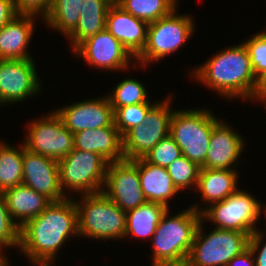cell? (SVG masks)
I'll use <instances>...</instances> for the list:
<instances>
[{
    "mask_svg": "<svg viewBox=\"0 0 266 266\" xmlns=\"http://www.w3.org/2000/svg\"><path fill=\"white\" fill-rule=\"evenodd\" d=\"M71 237H79L78 213L73 197H67L52 202L20 228L18 253H23L31 265L52 266L58 251Z\"/></svg>",
    "mask_w": 266,
    "mask_h": 266,
    "instance_id": "1",
    "label": "cell"
},
{
    "mask_svg": "<svg viewBox=\"0 0 266 266\" xmlns=\"http://www.w3.org/2000/svg\"><path fill=\"white\" fill-rule=\"evenodd\" d=\"M191 77L216 92L224 99L249 101L256 85V76L251 66L250 55L245 44L219 50L215 55L192 67Z\"/></svg>",
    "mask_w": 266,
    "mask_h": 266,
    "instance_id": "2",
    "label": "cell"
},
{
    "mask_svg": "<svg viewBox=\"0 0 266 266\" xmlns=\"http://www.w3.org/2000/svg\"><path fill=\"white\" fill-rule=\"evenodd\" d=\"M162 216L153 237L152 265L187 259L201 221V213L191 206L171 215Z\"/></svg>",
    "mask_w": 266,
    "mask_h": 266,
    "instance_id": "3",
    "label": "cell"
},
{
    "mask_svg": "<svg viewBox=\"0 0 266 266\" xmlns=\"http://www.w3.org/2000/svg\"><path fill=\"white\" fill-rule=\"evenodd\" d=\"M74 197L79 237L122 240L126 233V212L103 192Z\"/></svg>",
    "mask_w": 266,
    "mask_h": 266,
    "instance_id": "4",
    "label": "cell"
},
{
    "mask_svg": "<svg viewBox=\"0 0 266 266\" xmlns=\"http://www.w3.org/2000/svg\"><path fill=\"white\" fill-rule=\"evenodd\" d=\"M177 9L155 22L148 23L147 42L136 57V64H139L136 67L145 68L152 62H161L193 38L196 30L195 19L191 15L177 13Z\"/></svg>",
    "mask_w": 266,
    "mask_h": 266,
    "instance_id": "5",
    "label": "cell"
},
{
    "mask_svg": "<svg viewBox=\"0 0 266 266\" xmlns=\"http://www.w3.org/2000/svg\"><path fill=\"white\" fill-rule=\"evenodd\" d=\"M175 109L170 120L169 135L190 161L204 165L213 126L220 120L211 109Z\"/></svg>",
    "mask_w": 266,
    "mask_h": 266,
    "instance_id": "6",
    "label": "cell"
},
{
    "mask_svg": "<svg viewBox=\"0 0 266 266\" xmlns=\"http://www.w3.org/2000/svg\"><path fill=\"white\" fill-rule=\"evenodd\" d=\"M245 191L239 187L224 200L206 207L201 212V220L210 221L216 229L239 231L250 237L259 229L256 223L262 213L266 217V204L257 200L251 192Z\"/></svg>",
    "mask_w": 266,
    "mask_h": 266,
    "instance_id": "7",
    "label": "cell"
},
{
    "mask_svg": "<svg viewBox=\"0 0 266 266\" xmlns=\"http://www.w3.org/2000/svg\"><path fill=\"white\" fill-rule=\"evenodd\" d=\"M60 185L65 196L100 193L103 190L108 162L95 152L73 149L58 161ZM73 193L70 194L66 193Z\"/></svg>",
    "mask_w": 266,
    "mask_h": 266,
    "instance_id": "8",
    "label": "cell"
},
{
    "mask_svg": "<svg viewBox=\"0 0 266 266\" xmlns=\"http://www.w3.org/2000/svg\"><path fill=\"white\" fill-rule=\"evenodd\" d=\"M204 225L201 220L187 257L191 266H227L248 248L249 236L246 233L216 228L207 233Z\"/></svg>",
    "mask_w": 266,
    "mask_h": 266,
    "instance_id": "9",
    "label": "cell"
},
{
    "mask_svg": "<svg viewBox=\"0 0 266 266\" xmlns=\"http://www.w3.org/2000/svg\"><path fill=\"white\" fill-rule=\"evenodd\" d=\"M161 99L150 108L142 124L133 127L123 136L125 160L141 159L148 154L163 138L169 135L170 120L174 110L172 94ZM172 99V101H171Z\"/></svg>",
    "mask_w": 266,
    "mask_h": 266,
    "instance_id": "10",
    "label": "cell"
},
{
    "mask_svg": "<svg viewBox=\"0 0 266 266\" xmlns=\"http://www.w3.org/2000/svg\"><path fill=\"white\" fill-rule=\"evenodd\" d=\"M26 128L23 143L32 153L59 161L74 149V134L65 127L55 109L32 119Z\"/></svg>",
    "mask_w": 266,
    "mask_h": 266,
    "instance_id": "11",
    "label": "cell"
},
{
    "mask_svg": "<svg viewBox=\"0 0 266 266\" xmlns=\"http://www.w3.org/2000/svg\"><path fill=\"white\" fill-rule=\"evenodd\" d=\"M34 59L0 60V106L13 105L42 92Z\"/></svg>",
    "mask_w": 266,
    "mask_h": 266,
    "instance_id": "12",
    "label": "cell"
},
{
    "mask_svg": "<svg viewBox=\"0 0 266 266\" xmlns=\"http://www.w3.org/2000/svg\"><path fill=\"white\" fill-rule=\"evenodd\" d=\"M73 55L86 60L85 63L90 67L103 71L123 72L132 63V66H136V58L107 29L83 41L73 51Z\"/></svg>",
    "mask_w": 266,
    "mask_h": 266,
    "instance_id": "13",
    "label": "cell"
},
{
    "mask_svg": "<svg viewBox=\"0 0 266 266\" xmlns=\"http://www.w3.org/2000/svg\"><path fill=\"white\" fill-rule=\"evenodd\" d=\"M102 192L125 212L146 203L140 185L138 159L109 162Z\"/></svg>",
    "mask_w": 266,
    "mask_h": 266,
    "instance_id": "14",
    "label": "cell"
},
{
    "mask_svg": "<svg viewBox=\"0 0 266 266\" xmlns=\"http://www.w3.org/2000/svg\"><path fill=\"white\" fill-rule=\"evenodd\" d=\"M55 111L65 127L73 134L83 130L108 127L114 122L113 109L107 95L72 102Z\"/></svg>",
    "mask_w": 266,
    "mask_h": 266,
    "instance_id": "15",
    "label": "cell"
},
{
    "mask_svg": "<svg viewBox=\"0 0 266 266\" xmlns=\"http://www.w3.org/2000/svg\"><path fill=\"white\" fill-rule=\"evenodd\" d=\"M22 184L43 194L52 202L67 198L60 185L58 161L28 151L24 143Z\"/></svg>",
    "mask_w": 266,
    "mask_h": 266,
    "instance_id": "16",
    "label": "cell"
},
{
    "mask_svg": "<svg viewBox=\"0 0 266 266\" xmlns=\"http://www.w3.org/2000/svg\"><path fill=\"white\" fill-rule=\"evenodd\" d=\"M233 127L221 119L213 126L209 148L201 168L238 170L245 140Z\"/></svg>",
    "mask_w": 266,
    "mask_h": 266,
    "instance_id": "17",
    "label": "cell"
},
{
    "mask_svg": "<svg viewBox=\"0 0 266 266\" xmlns=\"http://www.w3.org/2000/svg\"><path fill=\"white\" fill-rule=\"evenodd\" d=\"M148 23L113 3L107 13L106 29L136 58L145 48Z\"/></svg>",
    "mask_w": 266,
    "mask_h": 266,
    "instance_id": "18",
    "label": "cell"
},
{
    "mask_svg": "<svg viewBox=\"0 0 266 266\" xmlns=\"http://www.w3.org/2000/svg\"><path fill=\"white\" fill-rule=\"evenodd\" d=\"M35 19L33 16L16 15L0 28V60L33 59L28 47L34 35Z\"/></svg>",
    "mask_w": 266,
    "mask_h": 266,
    "instance_id": "19",
    "label": "cell"
},
{
    "mask_svg": "<svg viewBox=\"0 0 266 266\" xmlns=\"http://www.w3.org/2000/svg\"><path fill=\"white\" fill-rule=\"evenodd\" d=\"M239 171L201 168L195 193H200L202 206L197 203L191 207L201 213L205 207L220 202L239 188Z\"/></svg>",
    "mask_w": 266,
    "mask_h": 266,
    "instance_id": "20",
    "label": "cell"
},
{
    "mask_svg": "<svg viewBox=\"0 0 266 266\" xmlns=\"http://www.w3.org/2000/svg\"><path fill=\"white\" fill-rule=\"evenodd\" d=\"M74 149L100 154L108 163L124 160L123 137L114 122L108 127L75 133Z\"/></svg>",
    "mask_w": 266,
    "mask_h": 266,
    "instance_id": "21",
    "label": "cell"
},
{
    "mask_svg": "<svg viewBox=\"0 0 266 266\" xmlns=\"http://www.w3.org/2000/svg\"><path fill=\"white\" fill-rule=\"evenodd\" d=\"M3 195L9 215L19 228L39 216L52 203L48 197L24 184L5 190Z\"/></svg>",
    "mask_w": 266,
    "mask_h": 266,
    "instance_id": "22",
    "label": "cell"
},
{
    "mask_svg": "<svg viewBox=\"0 0 266 266\" xmlns=\"http://www.w3.org/2000/svg\"><path fill=\"white\" fill-rule=\"evenodd\" d=\"M138 173L140 185L147 201L160 203L171 209L169 202L177 194L179 196V191L174 186L167 168L152 165L141 158L138 159Z\"/></svg>",
    "mask_w": 266,
    "mask_h": 266,
    "instance_id": "23",
    "label": "cell"
},
{
    "mask_svg": "<svg viewBox=\"0 0 266 266\" xmlns=\"http://www.w3.org/2000/svg\"><path fill=\"white\" fill-rule=\"evenodd\" d=\"M168 208L160 203L146 202L126 212V233L124 238L151 240L162 216ZM147 239V240H146Z\"/></svg>",
    "mask_w": 266,
    "mask_h": 266,
    "instance_id": "24",
    "label": "cell"
},
{
    "mask_svg": "<svg viewBox=\"0 0 266 266\" xmlns=\"http://www.w3.org/2000/svg\"><path fill=\"white\" fill-rule=\"evenodd\" d=\"M0 141V192L22 184L23 178V142L11 146Z\"/></svg>",
    "mask_w": 266,
    "mask_h": 266,
    "instance_id": "25",
    "label": "cell"
},
{
    "mask_svg": "<svg viewBox=\"0 0 266 266\" xmlns=\"http://www.w3.org/2000/svg\"><path fill=\"white\" fill-rule=\"evenodd\" d=\"M82 0H52L49 13L43 22L47 28L67 37L77 26Z\"/></svg>",
    "mask_w": 266,
    "mask_h": 266,
    "instance_id": "26",
    "label": "cell"
},
{
    "mask_svg": "<svg viewBox=\"0 0 266 266\" xmlns=\"http://www.w3.org/2000/svg\"><path fill=\"white\" fill-rule=\"evenodd\" d=\"M116 4L147 23L169 15L176 8L170 0H118Z\"/></svg>",
    "mask_w": 266,
    "mask_h": 266,
    "instance_id": "27",
    "label": "cell"
},
{
    "mask_svg": "<svg viewBox=\"0 0 266 266\" xmlns=\"http://www.w3.org/2000/svg\"><path fill=\"white\" fill-rule=\"evenodd\" d=\"M123 79L116 84L112 92L107 94L113 111L137 103L152 102L149 101L146 86L139 79L131 77Z\"/></svg>",
    "mask_w": 266,
    "mask_h": 266,
    "instance_id": "28",
    "label": "cell"
},
{
    "mask_svg": "<svg viewBox=\"0 0 266 266\" xmlns=\"http://www.w3.org/2000/svg\"><path fill=\"white\" fill-rule=\"evenodd\" d=\"M108 12H90L79 15L76 28L66 37L72 52L86 39L106 29Z\"/></svg>",
    "mask_w": 266,
    "mask_h": 266,
    "instance_id": "29",
    "label": "cell"
},
{
    "mask_svg": "<svg viewBox=\"0 0 266 266\" xmlns=\"http://www.w3.org/2000/svg\"><path fill=\"white\" fill-rule=\"evenodd\" d=\"M201 167L190 161L184 155L178 157L167 167L174 186L181 193L185 190L196 189ZM191 189V190H190Z\"/></svg>",
    "mask_w": 266,
    "mask_h": 266,
    "instance_id": "30",
    "label": "cell"
},
{
    "mask_svg": "<svg viewBox=\"0 0 266 266\" xmlns=\"http://www.w3.org/2000/svg\"><path fill=\"white\" fill-rule=\"evenodd\" d=\"M157 101L137 103L125 107L116 108L113 111L114 125L123 137L130 129L142 124L150 108Z\"/></svg>",
    "mask_w": 266,
    "mask_h": 266,
    "instance_id": "31",
    "label": "cell"
},
{
    "mask_svg": "<svg viewBox=\"0 0 266 266\" xmlns=\"http://www.w3.org/2000/svg\"><path fill=\"white\" fill-rule=\"evenodd\" d=\"M19 241L20 228L9 215L3 192H0V251L19 249Z\"/></svg>",
    "mask_w": 266,
    "mask_h": 266,
    "instance_id": "32",
    "label": "cell"
},
{
    "mask_svg": "<svg viewBox=\"0 0 266 266\" xmlns=\"http://www.w3.org/2000/svg\"><path fill=\"white\" fill-rule=\"evenodd\" d=\"M180 156H182L180 147L176 144L174 139L168 135L154 146L143 159L152 165L167 168Z\"/></svg>",
    "mask_w": 266,
    "mask_h": 266,
    "instance_id": "33",
    "label": "cell"
},
{
    "mask_svg": "<svg viewBox=\"0 0 266 266\" xmlns=\"http://www.w3.org/2000/svg\"><path fill=\"white\" fill-rule=\"evenodd\" d=\"M248 49L256 78L266 72V31L254 34L243 42Z\"/></svg>",
    "mask_w": 266,
    "mask_h": 266,
    "instance_id": "34",
    "label": "cell"
},
{
    "mask_svg": "<svg viewBox=\"0 0 266 266\" xmlns=\"http://www.w3.org/2000/svg\"><path fill=\"white\" fill-rule=\"evenodd\" d=\"M52 0H13L17 15L33 16L36 18L47 17ZM41 15V16H40Z\"/></svg>",
    "mask_w": 266,
    "mask_h": 266,
    "instance_id": "35",
    "label": "cell"
},
{
    "mask_svg": "<svg viewBox=\"0 0 266 266\" xmlns=\"http://www.w3.org/2000/svg\"><path fill=\"white\" fill-rule=\"evenodd\" d=\"M263 237L265 238L266 234L261 229L249 237L248 248L252 252L256 266H266V238Z\"/></svg>",
    "mask_w": 266,
    "mask_h": 266,
    "instance_id": "36",
    "label": "cell"
},
{
    "mask_svg": "<svg viewBox=\"0 0 266 266\" xmlns=\"http://www.w3.org/2000/svg\"><path fill=\"white\" fill-rule=\"evenodd\" d=\"M113 4L111 0H82L80 14L90 12H108Z\"/></svg>",
    "mask_w": 266,
    "mask_h": 266,
    "instance_id": "37",
    "label": "cell"
},
{
    "mask_svg": "<svg viewBox=\"0 0 266 266\" xmlns=\"http://www.w3.org/2000/svg\"><path fill=\"white\" fill-rule=\"evenodd\" d=\"M249 101L256 103L266 102V72L260 74L256 79V85Z\"/></svg>",
    "mask_w": 266,
    "mask_h": 266,
    "instance_id": "38",
    "label": "cell"
},
{
    "mask_svg": "<svg viewBox=\"0 0 266 266\" xmlns=\"http://www.w3.org/2000/svg\"><path fill=\"white\" fill-rule=\"evenodd\" d=\"M13 0H0V28L16 16Z\"/></svg>",
    "mask_w": 266,
    "mask_h": 266,
    "instance_id": "39",
    "label": "cell"
},
{
    "mask_svg": "<svg viewBox=\"0 0 266 266\" xmlns=\"http://www.w3.org/2000/svg\"><path fill=\"white\" fill-rule=\"evenodd\" d=\"M227 266H256L254 257L249 248L235 256Z\"/></svg>",
    "mask_w": 266,
    "mask_h": 266,
    "instance_id": "40",
    "label": "cell"
},
{
    "mask_svg": "<svg viewBox=\"0 0 266 266\" xmlns=\"http://www.w3.org/2000/svg\"><path fill=\"white\" fill-rule=\"evenodd\" d=\"M151 266H191L187 259L181 260V261H175V262H165V263H159Z\"/></svg>",
    "mask_w": 266,
    "mask_h": 266,
    "instance_id": "41",
    "label": "cell"
},
{
    "mask_svg": "<svg viewBox=\"0 0 266 266\" xmlns=\"http://www.w3.org/2000/svg\"><path fill=\"white\" fill-rule=\"evenodd\" d=\"M3 251H0V266H11L9 265L10 261H8V256H5Z\"/></svg>",
    "mask_w": 266,
    "mask_h": 266,
    "instance_id": "42",
    "label": "cell"
},
{
    "mask_svg": "<svg viewBox=\"0 0 266 266\" xmlns=\"http://www.w3.org/2000/svg\"><path fill=\"white\" fill-rule=\"evenodd\" d=\"M170 1L176 6V8H178L177 2H179L180 0H170Z\"/></svg>",
    "mask_w": 266,
    "mask_h": 266,
    "instance_id": "43",
    "label": "cell"
},
{
    "mask_svg": "<svg viewBox=\"0 0 266 266\" xmlns=\"http://www.w3.org/2000/svg\"><path fill=\"white\" fill-rule=\"evenodd\" d=\"M263 104L265 105V106H264V107H265V109H264V110H265V113H266V102H265V103H263Z\"/></svg>",
    "mask_w": 266,
    "mask_h": 266,
    "instance_id": "44",
    "label": "cell"
}]
</instances>
